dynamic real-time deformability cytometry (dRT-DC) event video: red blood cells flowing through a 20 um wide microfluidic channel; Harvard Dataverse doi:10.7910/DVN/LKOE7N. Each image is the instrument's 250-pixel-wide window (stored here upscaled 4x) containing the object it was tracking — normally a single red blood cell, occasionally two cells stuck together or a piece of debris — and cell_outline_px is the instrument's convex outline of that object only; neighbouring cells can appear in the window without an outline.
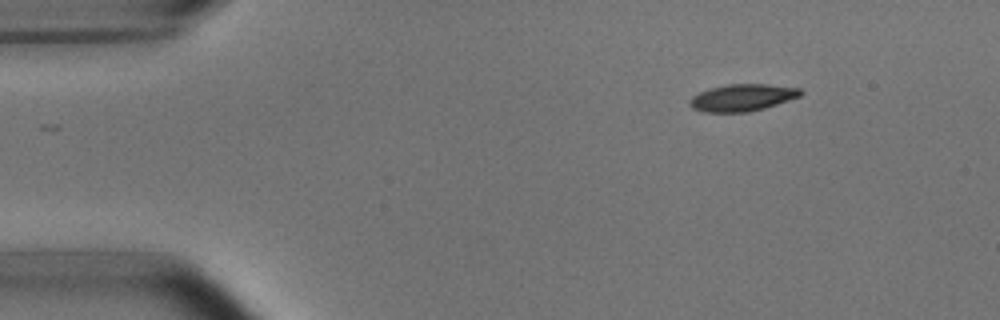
{"species": "common noctule bat (a hibernating species)", "species_latin": "Nyctalus noctula", "temperature_condition": "room temperature", "stored_images_in_passage": 47, "camera_frame_rate_fps": 3000, "um_per_image_px": 0.085, "animal": {"sex": "male", "body_mass_g": 15.6}, "frame": {"image": 1, "passage_image": 1, "time_ms": 0.0, "image_size_px": [1000, 320], "cell_outline_px": [[804, 92], [800, 96], [764, 108], [748, 112], [704, 112], [692, 108], [688, 104], [688, 100], [692, 96], [700, 92], [712, 88], [728, 84], [764, 84], [800, 88]], "centroid_in_image_um": [63.07, 8.3], "position_along_channel_um": 21.9, "area_um2": 17.34}}
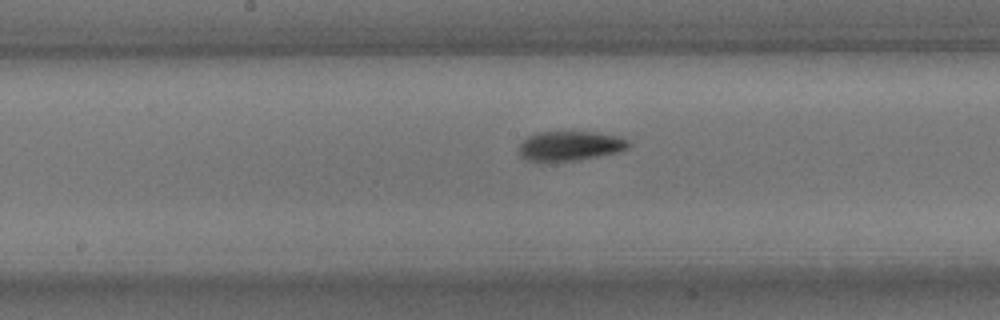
{"frame": {"image": 2, "passage_image": 21, "time_ms": 6.667, "image_size_px": [1000, 320], "cell_outline_px": [[632, 144], [628, 148], [616, 152], [580, 160], [540, 164], [524, 160], [520, 156], [520, 144], [528, 136], [536, 132], [600, 132], [616, 136], [628, 140]], "centroid_in_image_um": [48.4, 12.44], "position_along_channel_um": 199.8, "area_um2": 19.48}}
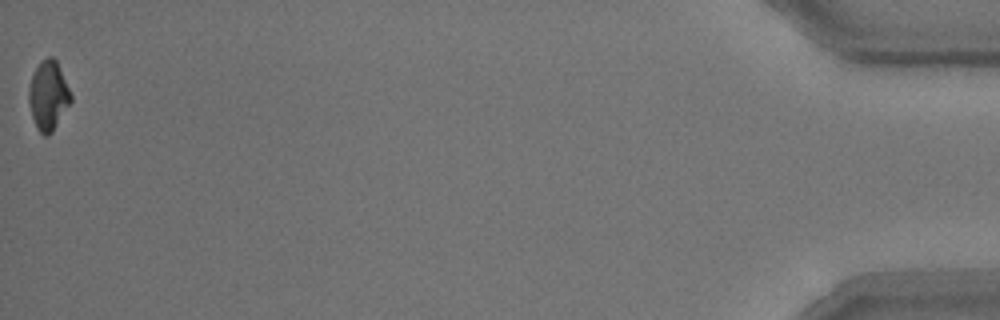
{"frame": {"image": 3, "passage_image": 47, "time_ms": 15.333, "image_size_px": [1000, 320], "cell_outline_px": [[72, 100], [52, 132], [48, 136], [44, 136], [36, 128], [32, 116], [28, 100], [28, 88], [32, 76], [40, 60], [48, 56], [52, 56], [56, 60], [72, 96]], "centroid_in_image_um": [4.09, 8.12], "position_along_channel_um": 431.1, "area_um2": 16.88}, "authors_computed_cell_mechanics": {"area_um2": 18.1492, "velocity_mm_per_s": 3.766, "shape_relaxation_time_tau1_ms": 2.9922, "shape_relaxation_time_tau2_ms": null, "deformation_change_tau1": 0.1509, "deformation_change_tau2": null}}